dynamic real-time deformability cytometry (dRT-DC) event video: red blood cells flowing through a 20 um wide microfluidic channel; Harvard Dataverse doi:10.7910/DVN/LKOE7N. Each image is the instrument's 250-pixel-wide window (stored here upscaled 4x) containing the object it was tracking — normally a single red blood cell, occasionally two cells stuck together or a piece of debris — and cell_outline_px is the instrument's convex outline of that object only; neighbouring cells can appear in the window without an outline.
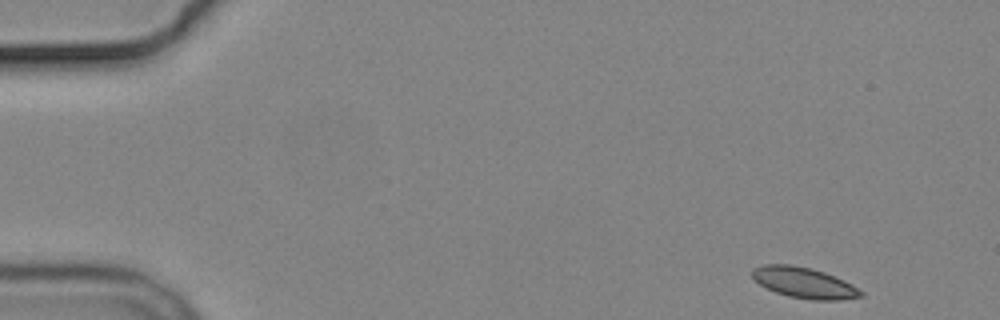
{"species": "common noctule bat (a hibernating species)", "species_latin": "Nyctalus noctula", "temperature_condition": "cold", "stored_images_in_passage": 6, "camera_frame_rate_fps": 3000, "um_per_image_px": 0.085, "animal": {"sex": "male", "body_mass_g": 19.2, "forearm_length_mm": 51.8}, "frame": {"image": 1, "passage_image": 1, "time_ms": 0.0, "image_size_px": [1000, 320], "cell_outline_px": [[864, 296], [840, 300], [812, 300], [788, 296], [776, 292], [760, 284], [752, 276], [752, 268], [764, 264], [788, 264], [812, 268], [824, 272], [844, 280], [852, 284], [864, 292]], "centroid_in_image_um": [68.37, 24.03], "position_along_channel_um": 16.6, "area_um2": 19.48}}
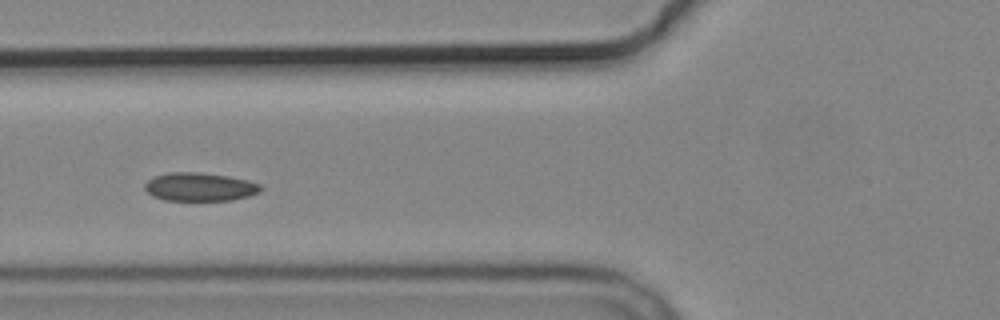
{"frame": {"image": 2, "passage_image": 6, "time_ms": 5.667, "image_size_px": [1000, 320], "cell_outline_px": [[264, 188], [260, 192], [248, 196], [232, 200], [164, 200], [152, 196], [144, 188], [144, 184], [152, 176], [172, 172], [196, 172], [228, 176], [248, 180], [260, 184]], "centroid_in_image_um": [16.98, 15.88], "position_along_channel_um": 108.8, "area_um2": 19.25}}